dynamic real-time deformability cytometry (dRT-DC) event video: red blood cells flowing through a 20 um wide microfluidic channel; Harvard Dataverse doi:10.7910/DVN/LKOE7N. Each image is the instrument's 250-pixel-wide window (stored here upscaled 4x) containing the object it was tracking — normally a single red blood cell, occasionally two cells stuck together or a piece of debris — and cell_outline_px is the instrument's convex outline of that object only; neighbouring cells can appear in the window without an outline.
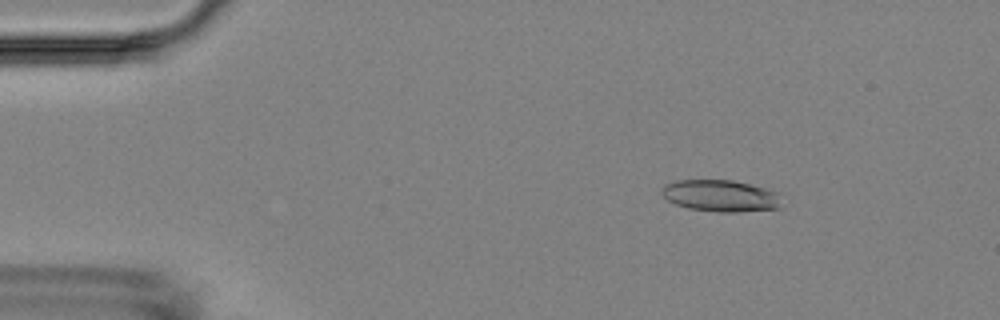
{"species": "Egyptian fruit bat (a non-hibernating species)", "species_latin": "Rousettus aegyptiacus", "temperature_condition": "room temperature", "stored_images_in_passage": 6, "camera_frame_rate_fps": 3000, "um_per_image_px": 0.085, "animal": {"sex": "female"}, "frame": {"image": 1, "passage_image": 3, "time_ms": 2.333, "image_size_px": [1000, 320], "cell_outline_px": [[780, 208], [740, 212], [716, 212], [688, 208], [676, 204], [668, 200], [660, 192], [660, 188], [664, 184], [676, 180], [732, 180], [764, 188], [776, 192]], "centroid_in_image_um": [61.17, 16.64], "position_along_channel_um": 23.8, "area_um2": 22.02}}
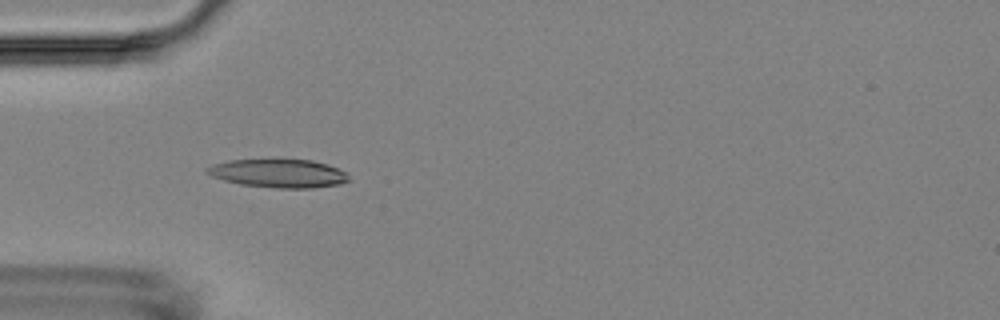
{"frame": {"image": 2, "passage_image": 5, "time_ms": 5.333, "image_size_px": [1000, 320], "cell_outline_px": [[348, 180], [340, 184], [312, 188], [272, 188], [240, 184], [224, 180], [212, 176], [204, 172], [204, 168], [212, 164], [228, 160], [312, 160], [328, 164], [344, 172], [348, 176]], "centroid_in_image_um": [23.62, 14.74], "position_along_channel_um": 61.4, "area_um2": 23.41}}